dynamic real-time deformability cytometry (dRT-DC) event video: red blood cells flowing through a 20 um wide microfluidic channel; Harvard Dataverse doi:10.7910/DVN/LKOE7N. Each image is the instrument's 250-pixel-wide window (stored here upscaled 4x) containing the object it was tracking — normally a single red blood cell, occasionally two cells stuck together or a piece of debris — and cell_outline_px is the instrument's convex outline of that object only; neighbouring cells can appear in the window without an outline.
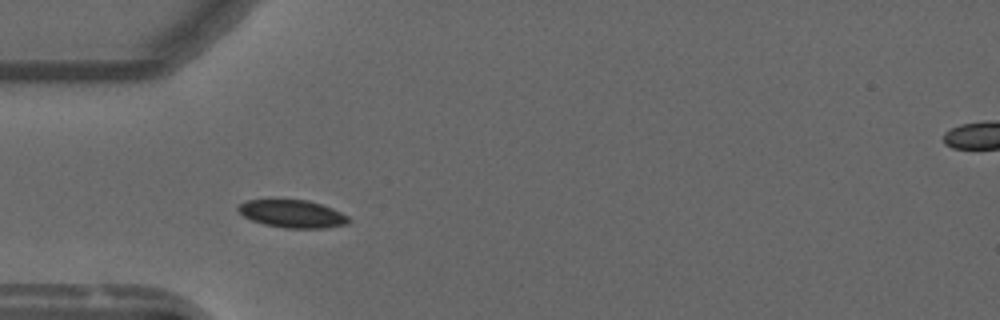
{"species": "common noctule bat (a hibernating species)", "species_latin": "Nyctalus noctula", "temperature_condition": "warm", "stored_images_in_passage": 5, "camera_frame_rate_fps": 3000, "um_per_image_px": 0.085, "animal": {"sex": "male", "forearm_length_mm": 52.5}, "frame": {"image": 1, "passage_image": 1, "time_ms": 0.0, "image_size_px": [1000, 320], "cell_outline_px": [[352, 220], [348, 224], [324, 228], [284, 228], [264, 224], [252, 220], [244, 216], [236, 208], [240, 204], [248, 200], [272, 196], [308, 200], [332, 208], [348, 216]], "centroid_in_image_um": [24.82, 18.12], "position_along_channel_um": 60.2, "area_um2": 18.61}}